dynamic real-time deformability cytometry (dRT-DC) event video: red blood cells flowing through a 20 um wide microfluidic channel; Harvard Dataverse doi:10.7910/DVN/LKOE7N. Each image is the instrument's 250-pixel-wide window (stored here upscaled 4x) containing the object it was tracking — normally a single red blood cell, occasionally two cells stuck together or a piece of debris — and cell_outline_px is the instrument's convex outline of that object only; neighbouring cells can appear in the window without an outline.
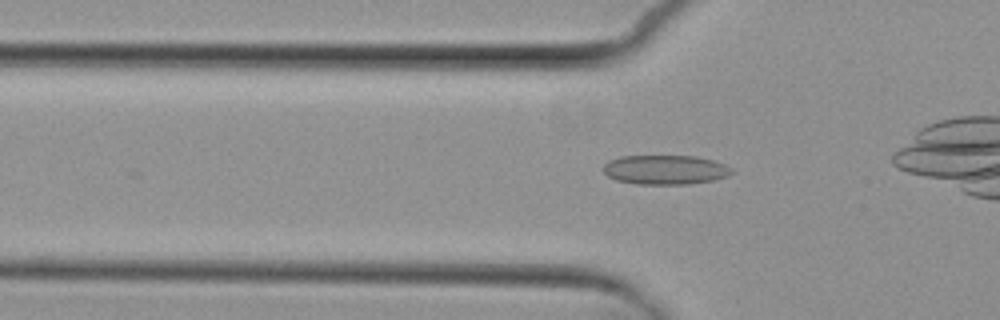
{"species": "common noctule bat (a hibernating species)", "species_latin": "Nyctalus noctula", "temperature_condition": "cold", "stored_images_in_passage": 5, "camera_frame_rate_fps": 3000, "um_per_image_px": 0.085, "animal": {"sex": "female", "body_mass_g": 29.2, "forearm_length_mm": 56.3}, "frame": {"image": 1, "passage_image": 3, "time_ms": 2.333, "image_size_px": [1000, 320], "cell_outline_px": [[732, 172], [728, 176], [712, 180], [688, 184], [636, 184], [616, 180], [608, 176], [604, 172], [604, 164], [608, 160], [620, 156], [696, 156], [712, 160], [724, 164], [732, 168]], "centroid_in_image_um": [56.52, 14.42], "position_along_channel_um": 69.3, "area_um2": 21.96}}